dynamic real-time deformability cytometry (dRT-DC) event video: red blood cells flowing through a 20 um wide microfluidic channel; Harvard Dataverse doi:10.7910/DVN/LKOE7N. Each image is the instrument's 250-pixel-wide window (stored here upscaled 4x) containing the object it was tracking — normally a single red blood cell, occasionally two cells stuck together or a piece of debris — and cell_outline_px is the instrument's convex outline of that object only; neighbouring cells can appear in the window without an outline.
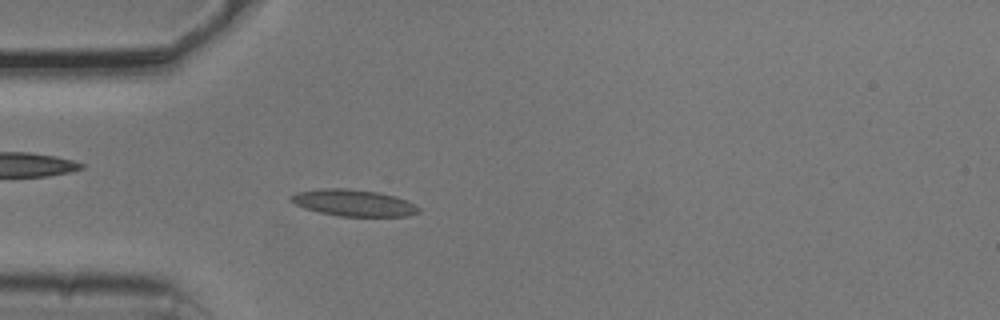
{"species": "common noctule bat (a hibernating species)", "species_latin": "Nyctalus noctula", "temperature_condition": "cold", "stored_images_in_passage": 53, "camera_frame_rate_fps": 3000, "um_per_image_px": 0.085, "animal": {"sex": "male", "body_mass_g": 20.5, "forearm_length_mm": 52.5}, "frame": {"image": 1, "passage_image": 15, "time_ms": 4.667, "image_size_px": [1000, 320], "cell_outline_px": [[420, 212], [408, 216], [340, 216], [320, 212], [304, 208], [296, 204], [288, 196], [296, 192], [324, 188], [348, 188], [376, 192], [396, 196], [420, 208]], "centroid_in_image_um": [30.04, 17.24], "position_along_channel_um": 55.0, "area_um2": 19.59}}
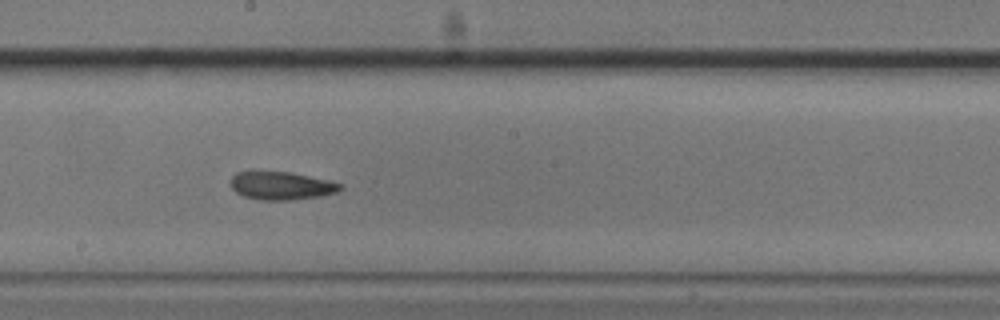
{"frame": {"image": 2, "passage_image": 29, "time_ms": 9.333, "image_size_px": [1000, 320], "cell_outline_px": [[344, 188], [340, 192], [320, 196], [288, 200], [260, 200], [244, 196], [236, 192], [232, 188], [232, 176], [236, 172], [292, 172], [328, 180], [344, 184]], "centroid_in_image_um": [23.99, 15.79], "position_along_channel_um": 224.2, "area_um2": 17.92}}
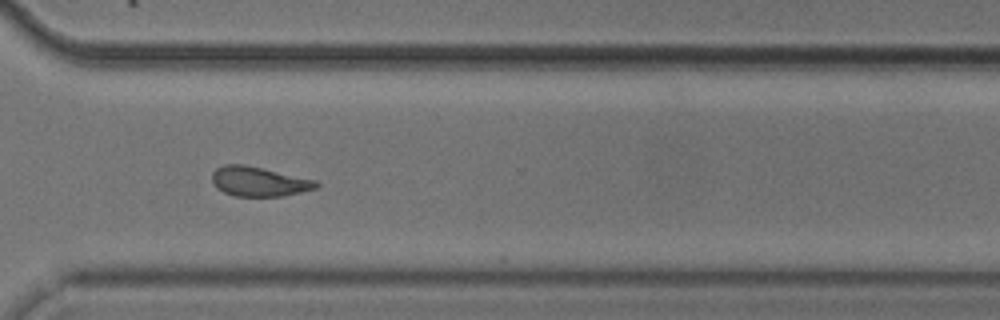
{"frame": {"image": 3, "passage_image": 39, "time_ms": 12.667, "image_size_px": [1000, 320], "cell_outline_px": [[320, 184], [316, 188], [284, 196], [236, 196], [224, 192], [216, 188], [212, 180], [212, 172], [216, 168], [224, 164], [244, 164], [316, 180]], "centroid_in_image_um": [21.99, 15.42], "position_along_channel_um": 348.6, "area_um2": 17.92}, "authors_computed_cell_mechanics": {"area_um2": 18.3804, "velocity_mm_per_s": 3.7471, "shape_relaxation_time_tau1_ms": 4.9453, "shape_relaxation_time_tau2_ms": 6.8893, "deformation_change_tau1": 0.1306, "deformation_change_tau2": 0.109}}